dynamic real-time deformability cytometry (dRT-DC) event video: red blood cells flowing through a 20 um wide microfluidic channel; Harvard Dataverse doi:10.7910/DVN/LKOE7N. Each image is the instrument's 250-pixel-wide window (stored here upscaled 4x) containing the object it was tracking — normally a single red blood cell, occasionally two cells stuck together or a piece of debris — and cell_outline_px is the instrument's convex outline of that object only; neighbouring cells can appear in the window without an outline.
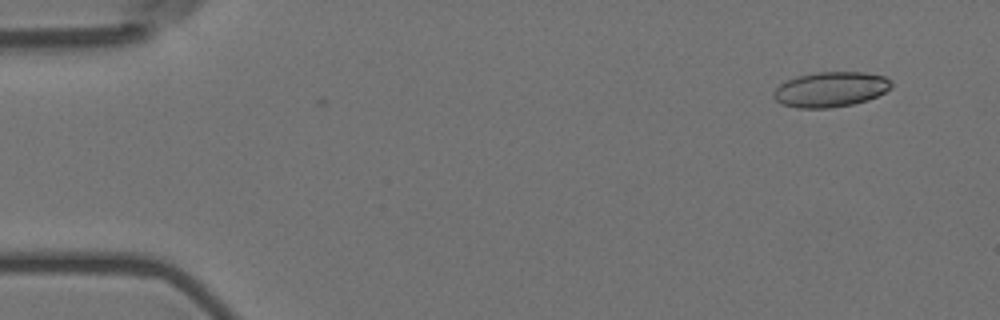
{"species": "Egyptian fruit bat (a non-hibernating species)", "species_latin": "Rousettus aegyptiacus", "temperature_condition": "room temperature", "stored_images_in_passage": 3, "camera_frame_rate_fps": 3000, "um_per_image_px": 0.085, "animal": {"sex": "female"}, "frame": {"image": 1, "passage_image": 1, "time_ms": 0.0, "image_size_px": [1000, 320], "cell_outline_px": [[892, 88], [868, 100], [852, 104], [828, 108], [796, 108], [784, 104], [776, 100], [772, 96], [772, 92], [780, 84], [796, 76], [816, 72], [864, 72], [884, 76], [892, 80]], "centroid_in_image_um": [70.61, 7.59], "position_along_channel_um": 14.4, "area_um2": 24.16}}